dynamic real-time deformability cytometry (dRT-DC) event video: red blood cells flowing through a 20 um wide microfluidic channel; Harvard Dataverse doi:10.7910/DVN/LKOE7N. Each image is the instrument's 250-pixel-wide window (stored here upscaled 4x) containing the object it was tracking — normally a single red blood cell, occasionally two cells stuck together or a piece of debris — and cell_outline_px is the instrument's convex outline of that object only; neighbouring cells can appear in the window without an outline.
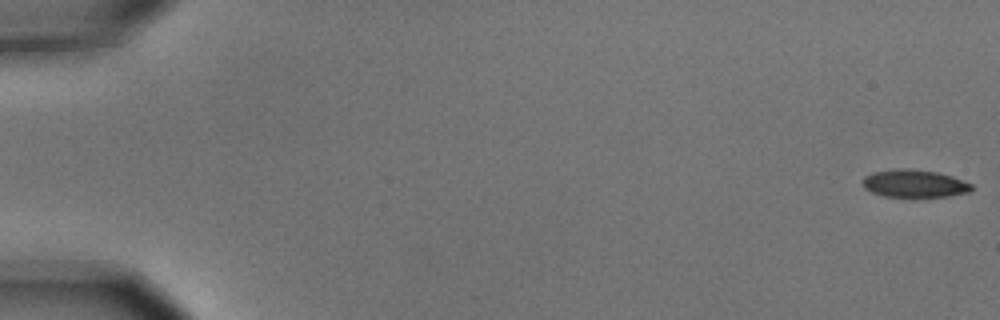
{"species": "common noctule bat (a hibernating species)", "species_latin": "Nyctalus noctula", "temperature_condition": "cold", "stored_images_in_passage": 5, "camera_frame_rate_fps": 3000, "um_per_image_px": 0.085, "animal": {"sex": "male", "body_mass_g": 15.6}, "frame": {"image": 1, "passage_image": 1, "time_ms": 0.0, "image_size_px": [1000, 320], "cell_outline_px": [[972, 188], [968, 192], [948, 196], [916, 200], [884, 196], [872, 192], [864, 188], [864, 176], [872, 172], [896, 168], [912, 168], [936, 172], [952, 176], [972, 184]], "centroid_in_image_um": [77.71, 15.64], "position_along_channel_um": 7.3, "area_um2": 18.32}}
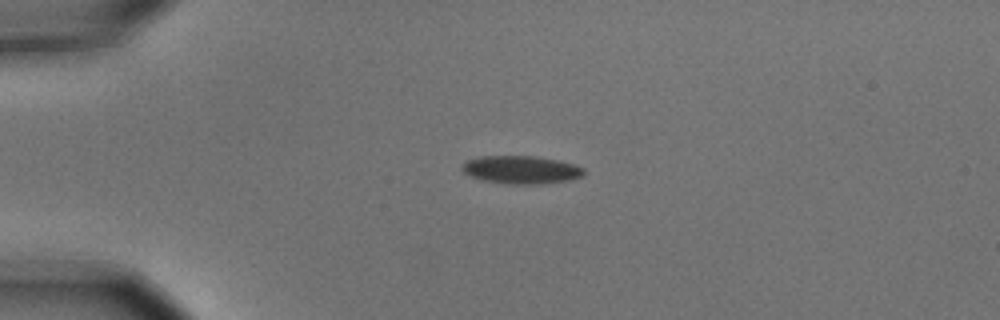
{"frame": {"image": 2, "passage_image": 4, "time_ms": 1.0, "image_size_px": [1000, 320], "cell_outline_px": [[584, 176], [568, 180], [544, 184], [504, 184], [480, 180], [464, 172], [460, 168], [468, 160], [480, 156], [536, 156], [556, 160], [572, 164], [584, 168]], "centroid_in_image_um": [44.29, 14.44], "position_along_channel_um": 40.7, "area_um2": 19.88}}